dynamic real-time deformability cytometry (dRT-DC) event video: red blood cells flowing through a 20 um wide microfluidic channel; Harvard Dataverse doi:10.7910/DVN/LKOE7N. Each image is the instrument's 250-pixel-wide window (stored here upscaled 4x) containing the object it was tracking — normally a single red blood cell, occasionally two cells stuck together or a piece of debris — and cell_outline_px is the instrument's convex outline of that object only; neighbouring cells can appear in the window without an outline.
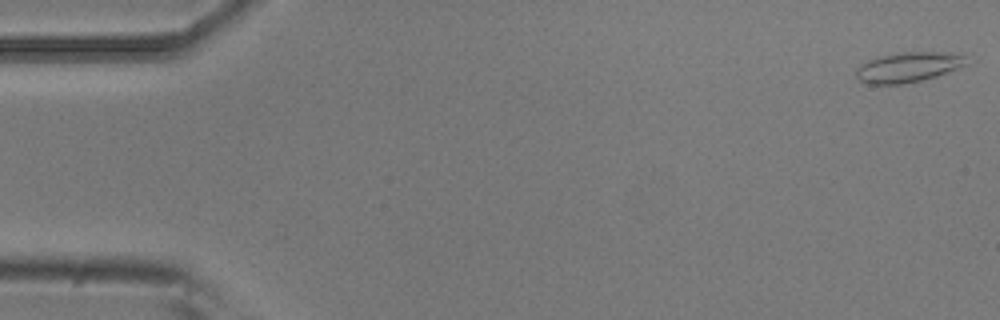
{"species": "common noctule bat (a hibernating species)", "species_latin": "Nyctalus noctula", "temperature_condition": "room temperature", "stored_images_in_passage": 3, "camera_frame_rate_fps": 3000, "um_per_image_px": 0.085, "animal": {"sex": "male", "body_mass_g": 20.5, "forearm_length_mm": 52.5}, "frame": {"image": 1, "passage_image": 1, "time_ms": 0.0, "image_size_px": [1000, 320], "cell_outline_px": [[968, 64], [936, 76], [904, 84], [868, 84], [860, 80], [856, 76], [856, 68], [860, 64], [868, 60], [880, 56], [904, 52], [948, 52], [964, 56]], "centroid_in_image_um": [77.17, 5.71], "position_along_channel_um": 7.8, "area_um2": 19.13}}